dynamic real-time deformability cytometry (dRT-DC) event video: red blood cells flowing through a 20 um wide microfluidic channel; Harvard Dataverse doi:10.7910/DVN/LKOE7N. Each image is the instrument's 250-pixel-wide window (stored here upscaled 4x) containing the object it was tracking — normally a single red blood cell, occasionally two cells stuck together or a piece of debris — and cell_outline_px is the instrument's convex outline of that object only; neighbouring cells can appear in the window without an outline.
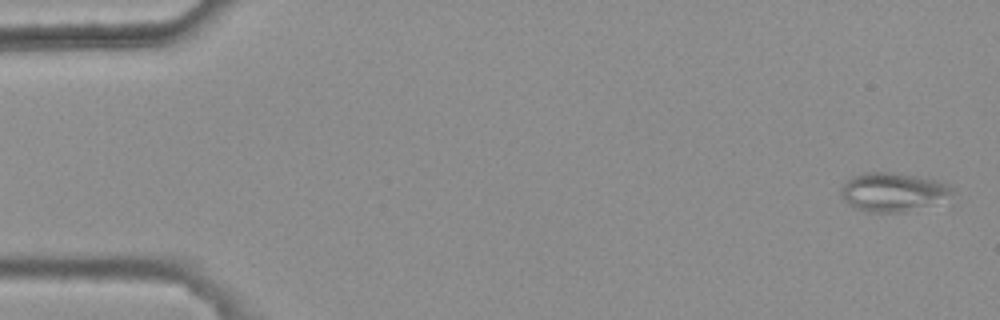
{"species": "common noctule bat (a hibernating species)", "species_latin": "Nyctalus noctula", "temperature_condition": "warm", "stored_images_in_passage": 5, "camera_frame_rate_fps": 3000, "um_per_image_px": 0.085, "animal": {"sex": "female", "body_mass_g": 25.1}, "frame": {"image": 1, "passage_image": 1, "time_ms": 0.0, "image_size_px": [1000, 320], "cell_outline_px": [[956, 188], [952, 192], [928, 204], [904, 212], [868, 212], [852, 208], [848, 204], [840, 192], [840, 188], [852, 176], [864, 172], [892, 172], [940, 180]], "centroid_in_image_um": [75.82, 16.3], "position_along_channel_um": 9.2, "area_um2": 24.74}}